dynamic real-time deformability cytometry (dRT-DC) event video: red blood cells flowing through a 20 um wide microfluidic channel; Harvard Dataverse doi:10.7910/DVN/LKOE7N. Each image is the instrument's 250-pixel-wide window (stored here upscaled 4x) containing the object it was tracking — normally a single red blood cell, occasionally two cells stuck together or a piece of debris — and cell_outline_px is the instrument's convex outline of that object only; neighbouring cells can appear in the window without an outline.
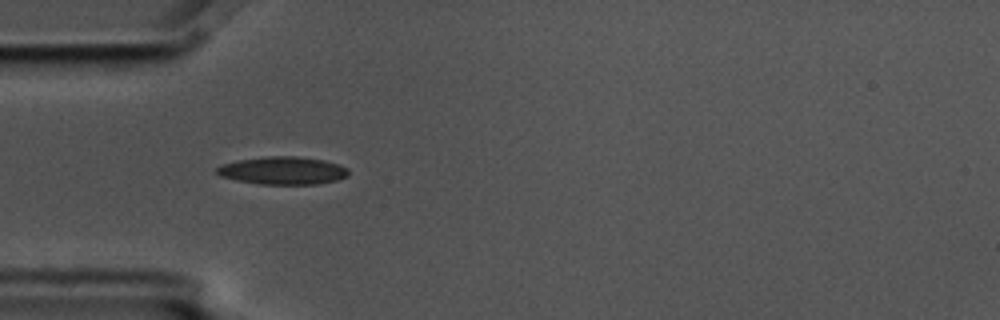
{"species": "common noctule bat (a hibernating species)", "species_latin": "Nyctalus noctula", "temperature_condition": "cold", "stored_images_in_passage": 2, "camera_frame_rate_fps": 3000, "um_per_image_px": 0.085, "animal": {"sex": "male", "body_mass_g": 17.5, "forearm_length_mm": 52.3}, "frame": {"image": 1, "passage_image": 1, "time_ms": 0.0, "image_size_px": [1000, 320], "cell_outline_px": [[348, 176], [336, 180], [316, 184], [260, 184], [236, 180], [220, 176], [216, 172], [216, 168], [220, 164], [240, 160], [264, 156], [296, 156], [324, 160], [340, 164], [348, 168]], "centroid_in_image_um": [24.04, 14.49], "position_along_channel_um": 61.0, "area_um2": 21.39}}